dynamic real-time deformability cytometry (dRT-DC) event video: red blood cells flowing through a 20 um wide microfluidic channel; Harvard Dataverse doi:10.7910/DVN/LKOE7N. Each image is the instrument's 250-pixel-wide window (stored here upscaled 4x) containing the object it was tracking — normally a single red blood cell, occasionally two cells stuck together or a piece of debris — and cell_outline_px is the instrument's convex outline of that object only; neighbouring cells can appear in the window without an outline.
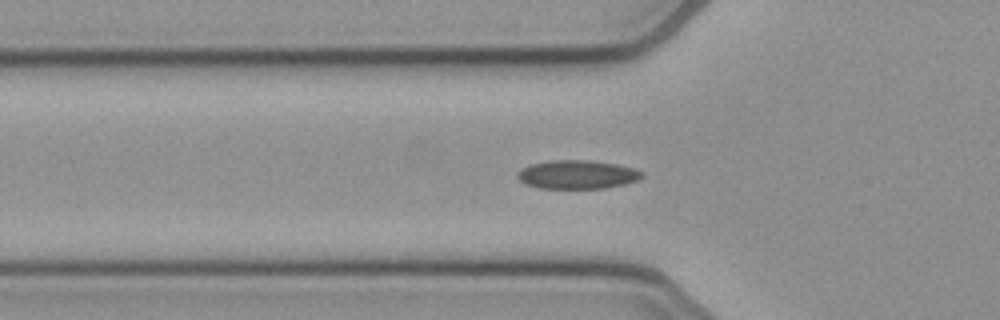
{"species": "common noctule bat (a hibernating species)", "species_latin": "Nyctalus noctula", "temperature_condition": "cold", "stored_images_in_passage": 53, "camera_frame_rate_fps": 3000, "um_per_image_px": 0.085, "animal": {"sex": "female", "body_mass_g": 21.9}, "frame": {"image": 1, "passage_image": 17, "time_ms": 5.333, "image_size_px": [1000, 320], "cell_outline_px": [[644, 176], [640, 180], [624, 184], [604, 188], [540, 188], [524, 184], [516, 176], [516, 172], [520, 168], [532, 164], [552, 160], [592, 160], [616, 164], [632, 168], [644, 172]], "centroid_in_image_um": [49.06, 14.83], "position_along_channel_um": 76.7, "area_um2": 20.92}}
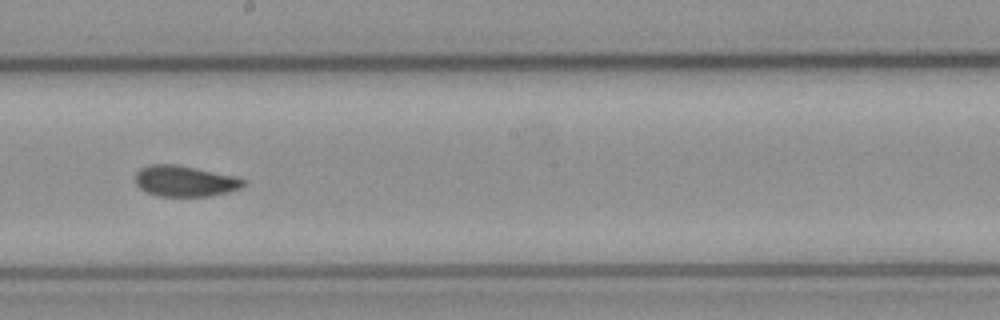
{"frame": {"image": 2, "passage_image": 29, "time_ms": 9.333, "image_size_px": [1000, 320], "cell_outline_px": [[248, 184], [240, 188], [228, 192], [208, 196], [156, 196], [144, 192], [136, 184], [136, 172], [140, 168], [152, 164], [176, 164], [196, 168], [232, 176], [248, 180]], "centroid_in_image_um": [15.71, 15.4], "position_along_channel_um": 232.5, "area_um2": 19.54}}
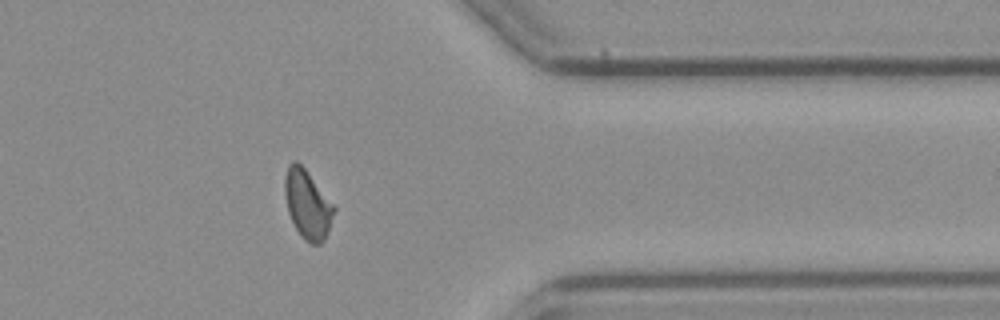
{"frame": {"image": 3, "passage_image": 42, "time_ms": 13.667, "image_size_px": [1000, 320], "cell_outline_px": [[336, 208], [328, 232], [324, 240], [320, 244], [312, 244], [304, 240], [300, 236], [288, 212], [284, 192], [284, 176], [288, 164], [292, 160], [296, 160], [304, 168]], "centroid_in_image_um": [26.12, 17.37], "position_along_channel_um": 385.3, "area_um2": 19.59}, "authors_computed_cell_mechanics": {"area_um2": 19.7098, "velocity_mm_per_s": 3.864, "shape_relaxation_time_tau1_ms": null, "shape_relaxation_time_tau2_ms": 2.8515, "deformation_change_tau1": null, "deformation_change_tau2": 0.0708}}